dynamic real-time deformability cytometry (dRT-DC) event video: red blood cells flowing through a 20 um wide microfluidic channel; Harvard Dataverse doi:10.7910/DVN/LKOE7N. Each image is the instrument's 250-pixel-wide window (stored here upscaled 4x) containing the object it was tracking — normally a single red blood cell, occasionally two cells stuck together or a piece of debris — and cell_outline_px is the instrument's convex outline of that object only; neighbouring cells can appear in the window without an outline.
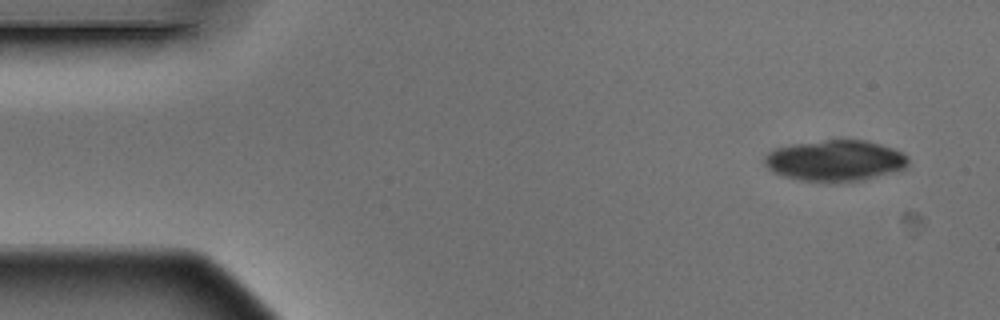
{"species": "Egyptian fruit bat (a non-hibernating species)", "species_latin": "Rousettus aegyptiacus", "temperature_condition": "warm", "stored_images_in_passage": 6, "segment_of_instrument_passage": [1, 2], "camera_frame_rate_fps": 3000, "um_per_image_px": 0.085, "animal": {"sex": "male"}, "frame": {"image": 1, "passage_image": 1, "time_ms": 0.0, "image_size_px": [1000, 320], "cell_outline_px": [[908, 164], [904, 168], [864, 180], [800, 180], [784, 176], [772, 172], [764, 164], [764, 156], [768, 152], [776, 148], [792, 144], [824, 140], [868, 140], [892, 148], [908, 156]], "centroid_in_image_um": [70.96, 13.62], "position_along_channel_um": 14.0, "area_um2": 33.81}}